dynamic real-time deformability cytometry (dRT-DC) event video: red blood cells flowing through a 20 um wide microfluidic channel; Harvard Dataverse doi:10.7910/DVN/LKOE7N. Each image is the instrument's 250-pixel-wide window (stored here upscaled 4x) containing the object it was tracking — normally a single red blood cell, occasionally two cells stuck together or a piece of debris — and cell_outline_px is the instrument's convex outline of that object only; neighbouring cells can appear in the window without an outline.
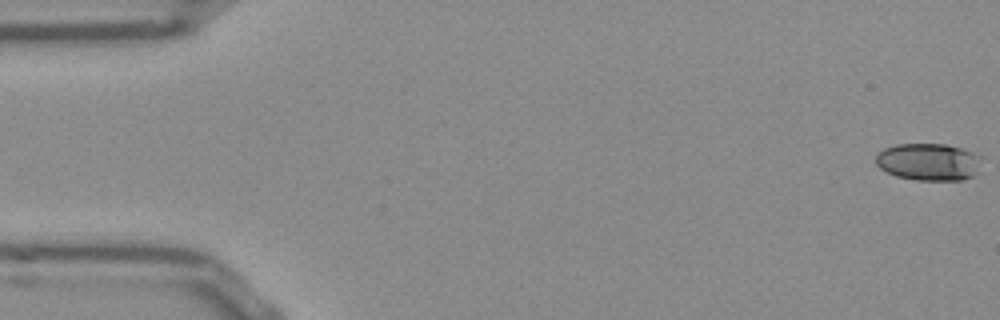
{"species": "Egyptian fruit bat (a non-hibernating species)", "species_latin": "Rousettus aegyptiacus", "temperature_condition": "room temperature", "stored_images_in_passage": 8, "camera_frame_rate_fps": 3000, "um_per_image_px": 0.085, "frame": {"image": 1, "passage_image": 1, "time_ms": 0.0, "image_size_px": [1000, 320], "cell_outline_px": [[980, 156], [976, 176], [964, 180], [916, 180], [896, 176], [880, 168], [876, 164], [876, 156], [884, 148], [896, 144], [944, 144], [960, 148], [972, 152]], "centroid_in_image_um": [78.93, 13.77], "position_along_channel_um": 6.1, "area_um2": 22.89}}